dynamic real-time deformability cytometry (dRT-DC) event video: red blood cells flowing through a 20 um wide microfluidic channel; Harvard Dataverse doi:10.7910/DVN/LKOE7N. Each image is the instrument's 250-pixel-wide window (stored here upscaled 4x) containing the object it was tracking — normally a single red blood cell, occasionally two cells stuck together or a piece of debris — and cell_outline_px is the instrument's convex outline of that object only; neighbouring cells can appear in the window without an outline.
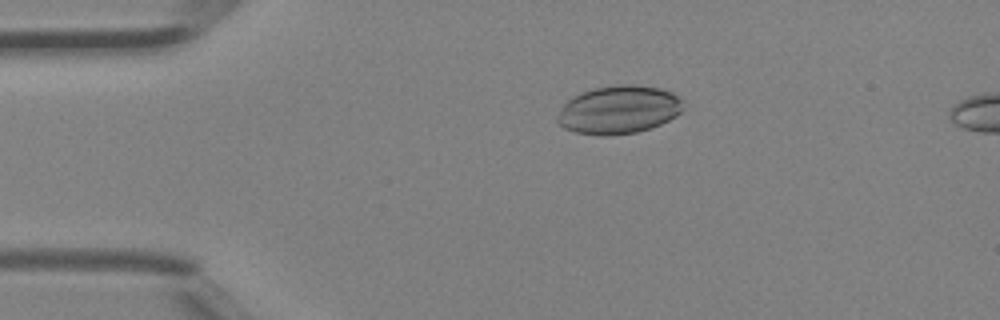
{"species": "Egyptian fruit bat (a non-hibernating species)", "species_latin": "Rousettus aegyptiacus", "temperature_condition": "room temperature", "stored_images_in_passage": 46, "segment_of_instrument_passage": [1, 2], "camera_frame_rate_fps": 3000, "um_per_image_px": 0.085, "animal": {"sex": "female"}, "frame": {"image": 1, "passage_image": 9, "time_ms": 2.667, "image_size_px": [1000, 320], "cell_outline_px": [[684, 108], [676, 116], [652, 128], [636, 132], [608, 136], [600, 136], [576, 132], [564, 128], [556, 120], [556, 116], [564, 104], [572, 96], [592, 88], [624, 84], [636, 84], [660, 88], [672, 92], [680, 96]], "centroid_in_image_um": [52.6, 9.32], "position_along_channel_um": 32.4, "area_um2": 35.6}}
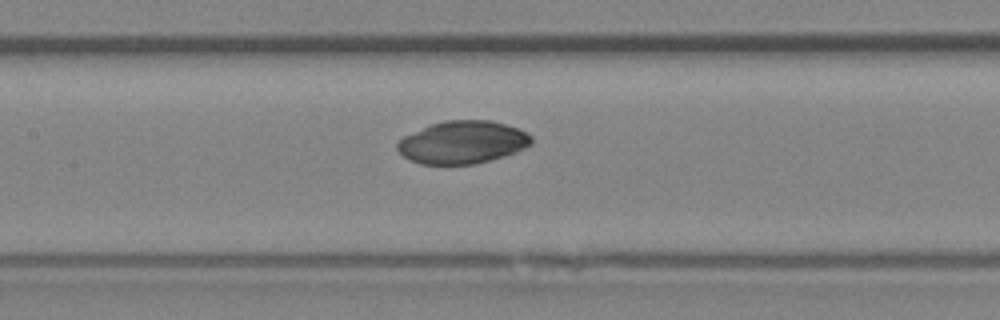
{"frame": {"image": 2, "passage_image": 21, "time_ms": 6.667, "image_size_px": [1000, 320], "cell_outline_px": [[532, 144], [516, 152], [504, 156], [472, 164], [420, 164], [408, 160], [396, 148], [396, 144], [404, 136], [432, 124], [444, 120], [492, 120], [516, 128], [532, 136]], "centroid_in_image_um": [39.3, 12.1], "position_along_channel_um": 168.1, "area_um2": 33.12}}
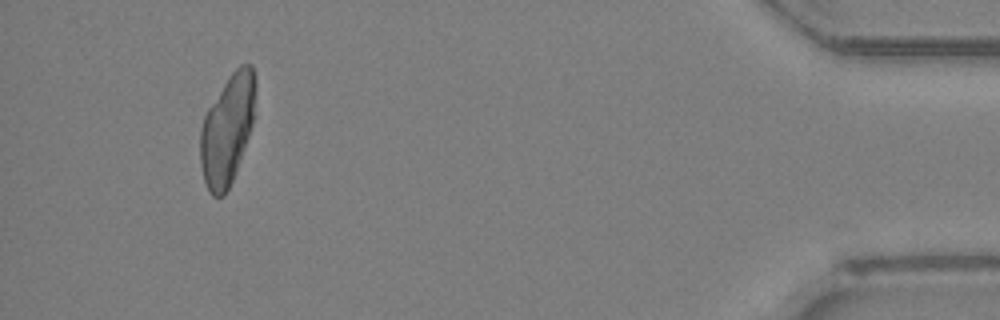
{"frame": {"image": 3, "passage_image": 42, "time_ms": 13.667, "image_size_px": [1000, 320], "cell_outline_px": [[256, 88], [252, 124], [236, 172], [224, 196], [212, 196], [208, 192], [204, 180], [200, 164], [200, 128], [204, 116], [208, 108], [228, 76], [240, 64], [252, 64], [256, 76]], "centroid_in_image_um": [19.32, 10.99], "position_along_channel_um": 415.9, "area_um2": 35.37}}